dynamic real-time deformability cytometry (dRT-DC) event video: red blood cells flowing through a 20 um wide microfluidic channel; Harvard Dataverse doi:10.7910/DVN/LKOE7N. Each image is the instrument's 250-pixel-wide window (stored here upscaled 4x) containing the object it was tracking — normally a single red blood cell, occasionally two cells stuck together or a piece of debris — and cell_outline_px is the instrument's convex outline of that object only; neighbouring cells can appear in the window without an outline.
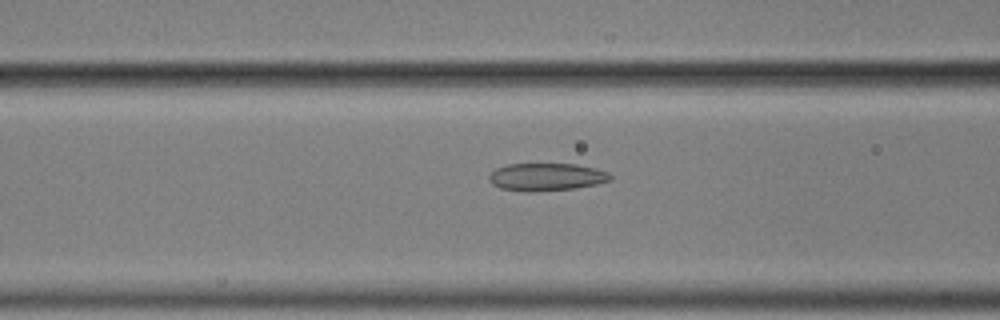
{"species": "common noctule bat (a hibernating species)", "species_latin": "Nyctalus noctula", "temperature_condition": "cold", "stored_images_in_passage": 57, "camera_frame_rate_fps": 3000, "um_per_image_px": 0.085, "animal": {"sex": "male", "body_mass_g": 17.9}, "frame": {"image": 1, "passage_image": 23, "time_ms": 7.333, "image_size_px": [1000, 320], "cell_outline_px": [[612, 180], [596, 184], [576, 188], [528, 192], [524, 192], [500, 188], [492, 184], [488, 180], [488, 176], [496, 168], [508, 164], [576, 164], [596, 168], [608, 172], [612, 176]], "centroid_in_image_um": [46.44, 15.04], "position_along_channel_um": 120.2, "area_um2": 19.65}}
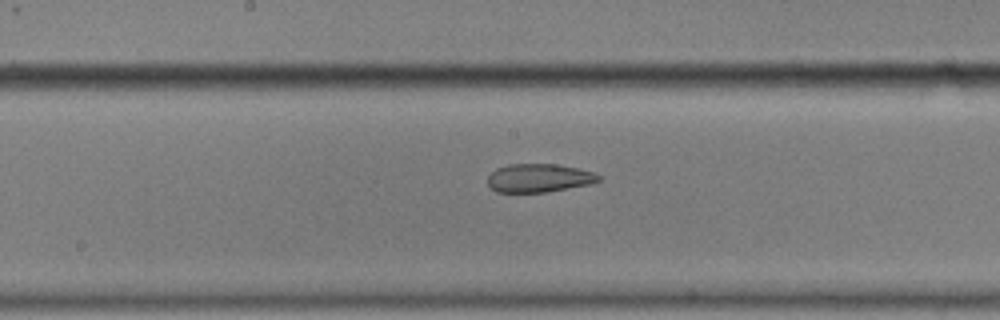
{"frame": {"image": 2, "passage_image": 30, "time_ms": 9.667, "image_size_px": [1000, 320], "cell_outline_px": [[600, 180], [588, 184], [548, 192], [496, 192], [488, 184], [488, 176], [496, 168], [508, 164], [556, 164], [580, 168], [592, 172], [600, 176]], "centroid_in_image_um": [45.79, 15.12], "position_along_channel_um": 202.4, "area_um2": 18.32}}
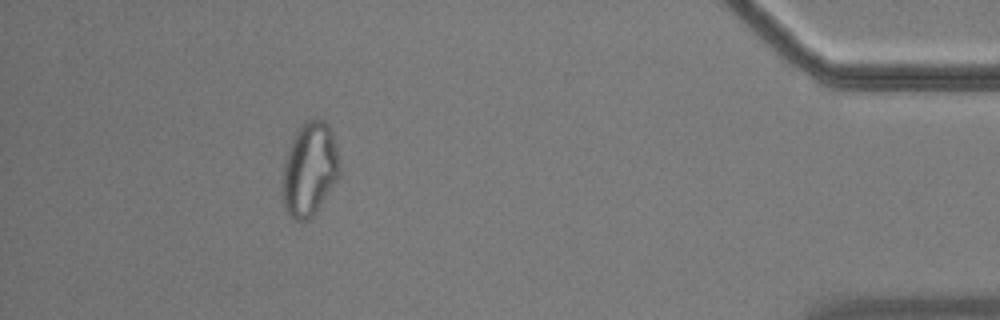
{"frame": {"image": 3, "passage_image": 52, "time_ms": 17.0, "image_size_px": [1000, 320], "cell_outline_px": [[340, 176], [312, 216], [308, 220], [292, 220], [288, 216], [284, 208], [280, 192], [284, 164], [288, 148], [300, 124], [304, 120], [312, 116], [316, 116], [324, 120], [328, 124], [332, 132], [340, 164]], "centroid_in_image_um": [26.29, 14.36], "position_along_channel_um": 408.9, "area_um2": 31.85}, "authors_computed_cell_mechanics": {"area_um2": 21.2126, "velocity_mm_per_s": 3.5186, "shape_relaxation_time_tau1_ms": null, "shape_relaxation_time_tau2_ms": 2.4561, "deformation_change_tau1": null, "deformation_change_tau2": 0.0745}}